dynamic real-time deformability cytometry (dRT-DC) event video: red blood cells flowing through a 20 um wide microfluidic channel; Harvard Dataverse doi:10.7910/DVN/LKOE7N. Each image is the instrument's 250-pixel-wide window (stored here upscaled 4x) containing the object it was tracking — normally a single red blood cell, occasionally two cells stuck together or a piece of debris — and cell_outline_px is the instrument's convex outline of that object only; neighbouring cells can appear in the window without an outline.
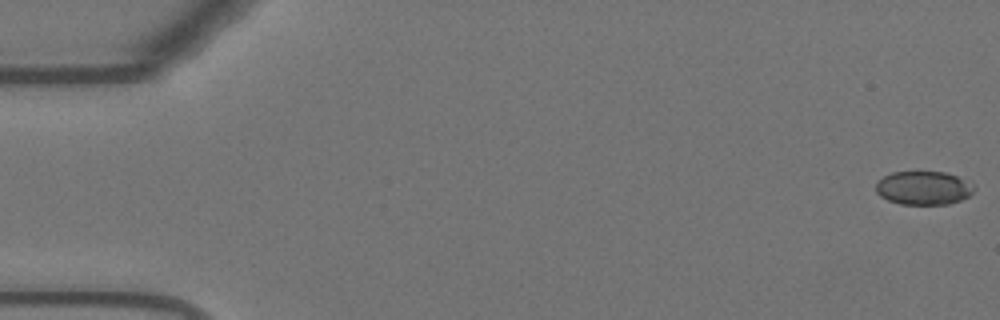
{"species": "Egyptian fruit bat (a non-hibernating species)", "species_latin": "Rousettus aegyptiacus", "temperature_condition": "warm", "stored_images_in_passage": 55, "camera_frame_rate_fps": 3000, "um_per_image_px": 0.085, "animal": {"sex": "female"}, "frame": {"image": 1, "passage_image": 1, "time_ms": 0.0, "image_size_px": [1000, 320], "cell_outline_px": [[976, 188], [968, 196], [960, 200], [948, 204], [900, 204], [888, 200], [880, 196], [876, 192], [876, 184], [884, 176], [892, 172], [944, 172], [972, 180]], "centroid_in_image_um": [78.55, 15.97], "position_along_channel_um": 6.5, "area_um2": 19.36}}
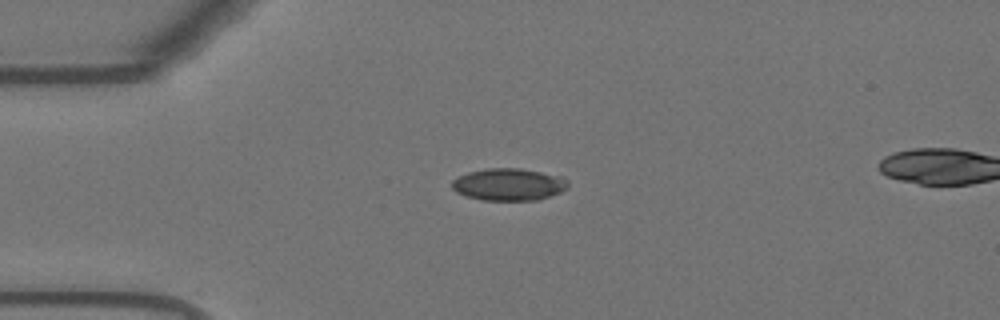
{"frame": {"image": 2, "passage_image": 14, "time_ms": 4.333, "image_size_px": [1000, 320], "cell_outline_px": [[568, 188], [560, 192], [540, 200], [480, 200], [456, 192], [452, 188], [452, 180], [468, 172], [488, 168], [520, 168], [564, 176], [568, 180]], "centroid_in_image_um": [43.28, 15.67], "position_along_channel_um": 41.7, "area_um2": 21.91}}
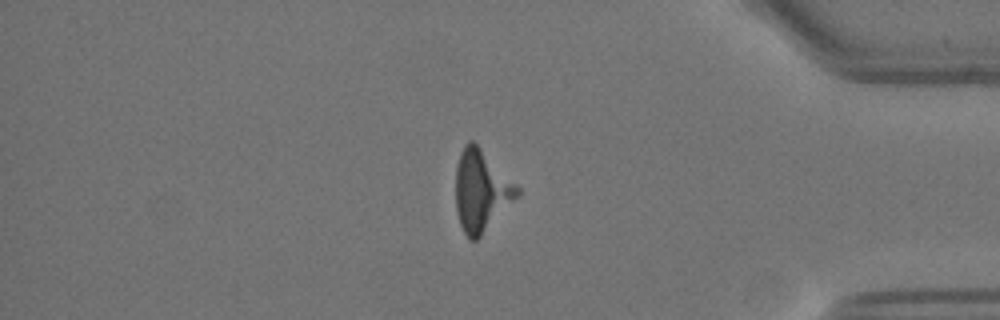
{"frame": {"image": 3, "passage_image": 47, "time_ms": 15.333, "image_size_px": [1000, 320], "cell_outline_px": [[520, 196], [476, 240], [468, 240], [460, 224], [456, 212], [456, 164], [460, 152], [464, 144], [468, 140], [472, 140], [520, 188]], "centroid_in_image_um": [40.89, 16.22], "position_along_channel_um": 394.3, "area_um2": 29.02}}